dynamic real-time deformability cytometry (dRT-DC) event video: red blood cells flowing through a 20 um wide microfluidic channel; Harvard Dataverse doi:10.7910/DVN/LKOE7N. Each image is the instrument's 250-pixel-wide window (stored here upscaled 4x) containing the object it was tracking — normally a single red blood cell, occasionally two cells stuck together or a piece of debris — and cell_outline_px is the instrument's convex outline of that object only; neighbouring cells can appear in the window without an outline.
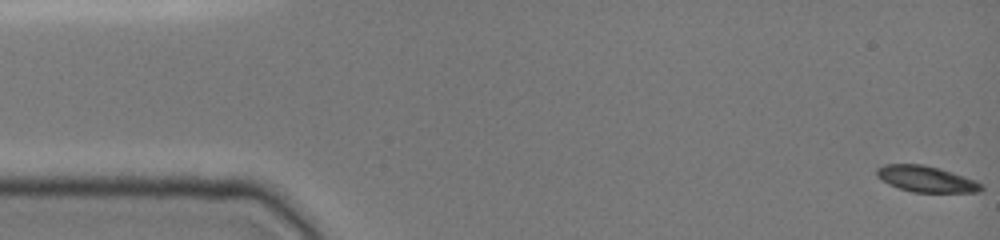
{"species": "common noctule bat (a hibernating species)", "species_latin": "Nyctalus noctula", "temperature_condition": "cold", "stored_images_in_passage": 48, "segment_of_instrument_passage": [1, 2], "camera_frame_rate_fps": 3000, "um_per_image_px": 0.085, "animal": {"sex": "female", "body_mass_g": 19.0, "forearm_length_mm": 51.5}, "frame": {"image": 1, "passage_image": 1, "time_ms": 0.0, "image_size_px": [1000, 240], "cell_outline_px": [[984, 188], [980, 192], [912, 192], [888, 184], [880, 180], [876, 176], [876, 168], [884, 164], [924, 164], [940, 168], [976, 180], [984, 184]], "centroid_in_image_um": [78.73, 15.21], "position_along_channel_um": 6.3, "area_um2": 16.13}}
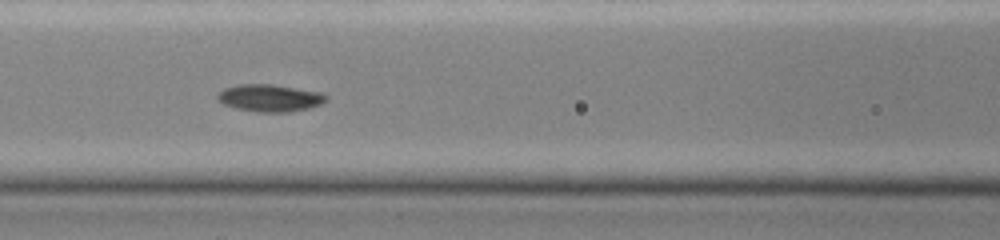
{"frame": {"image": 2, "passage_image": 21, "time_ms": 6.667, "image_size_px": [1000, 240], "cell_outline_px": [[328, 100], [320, 104], [308, 108], [288, 112], [260, 112], [236, 108], [224, 104], [216, 100], [216, 96], [224, 88], [236, 84], [272, 84], [320, 92], [328, 96]], "centroid_in_image_um": [22.92, 8.32], "position_along_channel_um": 143.7, "area_um2": 17.22}}
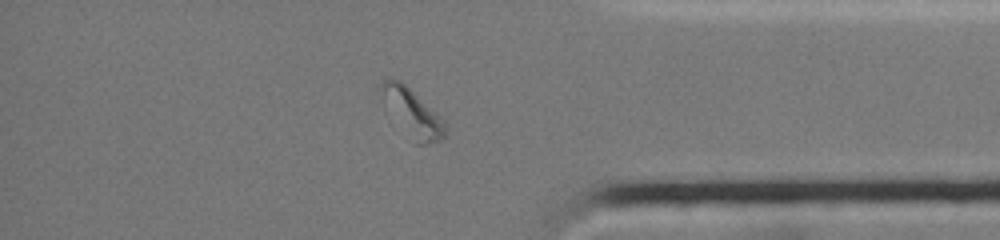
{"frame": {"image": 3, "passage_image": 41, "time_ms": 13.333, "image_size_px": [1000, 240], "cell_outline_px": [[448, 128], [444, 136], [440, 140], [424, 144], [416, 144], [380, 88], [380, 84], [384, 76], [388, 76], [400, 80], [440, 116], [448, 124]], "centroid_in_image_um": [35.17, 9.54], "position_along_channel_um": 400.0, "area_um2": 16.18}}